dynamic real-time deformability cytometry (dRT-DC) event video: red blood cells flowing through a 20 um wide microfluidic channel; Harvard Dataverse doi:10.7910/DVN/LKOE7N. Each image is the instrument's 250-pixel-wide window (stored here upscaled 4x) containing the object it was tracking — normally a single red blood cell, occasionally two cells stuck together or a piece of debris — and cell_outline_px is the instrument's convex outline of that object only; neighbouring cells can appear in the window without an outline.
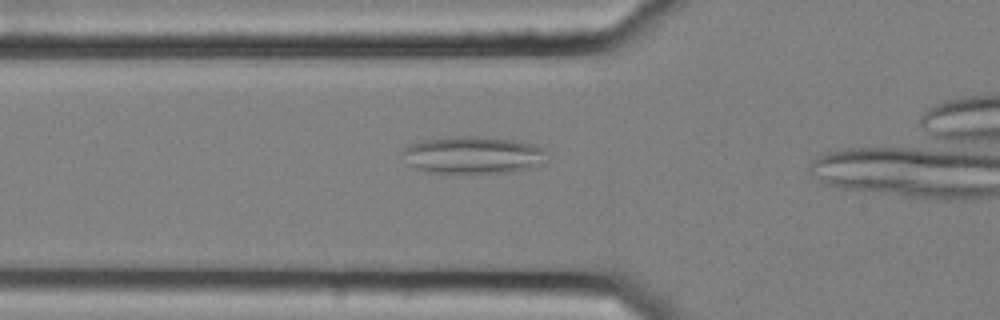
{"species": "common noctule bat (a hibernating species)", "species_latin": "Nyctalus noctula", "temperature_condition": "cold", "stored_images_in_passage": 12, "camera_frame_rate_fps": 3000, "um_per_image_px": 0.085, "animal": {"sex": "female", "body_mass_g": 25.1}, "frame": {"image": 1, "passage_image": 7, "time_ms": 2.0, "image_size_px": [1000, 320], "cell_outline_px": [[548, 152], [528, 168], [512, 172], [428, 172], [412, 168], [408, 164], [400, 152], [408, 144], [424, 140], [464, 136], [476, 136], [516, 140], [536, 144], [544, 148]], "centroid_in_image_um": [40.11, 13.16], "position_along_channel_um": 85.7, "area_um2": 30.92}}